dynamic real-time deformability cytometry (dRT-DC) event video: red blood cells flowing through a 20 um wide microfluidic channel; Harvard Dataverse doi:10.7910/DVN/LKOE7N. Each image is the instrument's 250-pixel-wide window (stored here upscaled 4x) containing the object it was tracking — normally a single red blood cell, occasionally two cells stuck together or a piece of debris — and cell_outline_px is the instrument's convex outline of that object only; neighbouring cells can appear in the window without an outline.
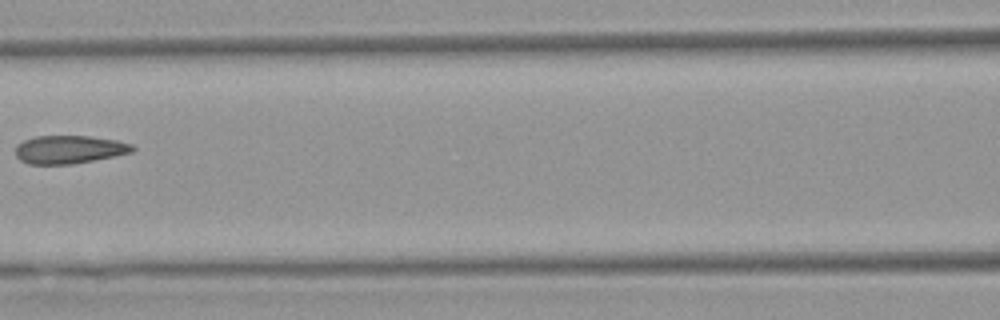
{"species": "Egyptian fruit bat (a non-hibernating species)", "species_latin": "Rousettus aegyptiacus", "temperature_condition": "warm", "stored_images_in_passage": 7, "camera_frame_rate_fps": 3000, "um_per_image_px": 0.085, "animal": {"sex": "female"}, "frame": {"image": 1, "passage_image": 6, "time_ms": 6.667, "image_size_px": [1000, 320], "cell_outline_px": [[136, 148], [132, 152], [116, 156], [72, 164], [28, 164], [20, 160], [16, 156], [16, 144], [24, 140], [36, 136], [88, 136], [116, 140], [132, 144]], "centroid_in_image_um": [5.88, 12.71], "position_along_channel_um": 160.7, "area_um2": 19.25}}
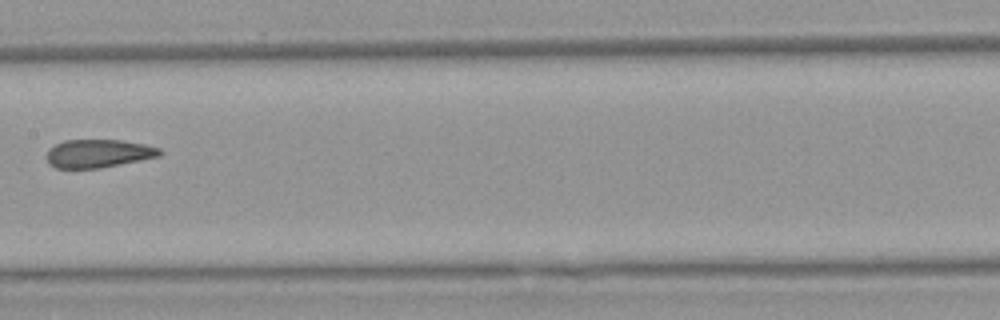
{"frame": {"image": 2, "passage_image": 7, "time_ms": 7.667, "image_size_px": [1000, 320], "cell_outline_px": [[164, 152], [160, 156], [100, 168], [56, 168], [48, 164], [48, 148], [64, 140], [120, 140], [144, 144], [160, 148]], "centroid_in_image_um": [8.37, 13.04], "position_along_channel_um": 199.0, "area_um2": 18.55}}